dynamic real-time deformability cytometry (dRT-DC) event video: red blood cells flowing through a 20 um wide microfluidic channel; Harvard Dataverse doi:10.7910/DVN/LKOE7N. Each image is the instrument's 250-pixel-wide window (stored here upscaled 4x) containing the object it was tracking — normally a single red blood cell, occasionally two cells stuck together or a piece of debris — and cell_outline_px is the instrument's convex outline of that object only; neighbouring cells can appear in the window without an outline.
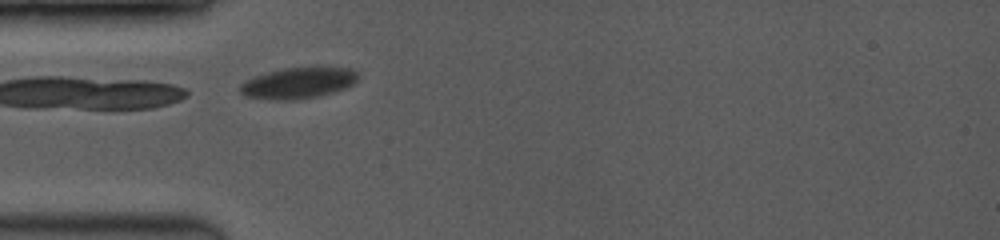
{"species": "common noctule bat (a hibernating species)", "species_latin": "Nyctalus noctula", "temperature_condition": "room temperature", "stored_images_in_passage": 8, "camera_frame_rate_fps": 3500, "um_per_image_px": 0.085, "animal": {"sex": "female", "body_mass_g": 19.0, "forearm_length_mm": 53.3}, "frame": {"image": 1, "passage_image": 1, "time_ms": 0.0, "image_size_px": [1000, 240], "cell_outline_px": [[356, 80], [352, 84], [344, 88], [320, 96], [292, 100], [272, 100], [244, 96], [240, 92], [240, 84], [244, 80], [252, 76], [280, 68], [348, 68], [356, 72]], "centroid_in_image_um": [25.24, 7.06], "position_along_channel_um": 59.8, "area_um2": 21.21}}
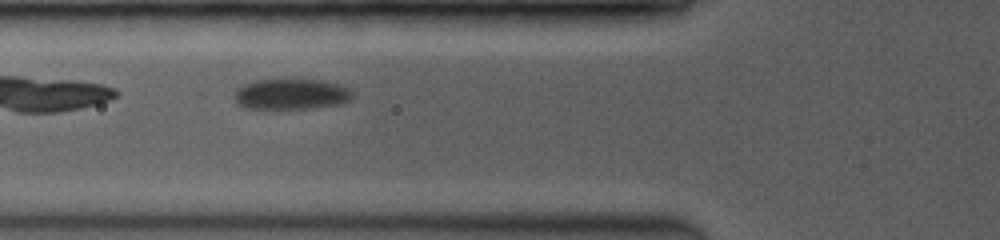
{"frame": {"image": 2, "passage_image": 5, "time_ms": 1.143, "image_size_px": [1000, 240], "cell_outline_px": [[356, 92], [348, 100], [340, 104], [312, 108], [244, 108], [236, 100], [236, 88], [244, 84], [256, 80], [320, 80], [340, 84]], "centroid_in_image_um": [24.8, 8.0], "position_along_channel_um": 101.0, "area_um2": 20.87}}
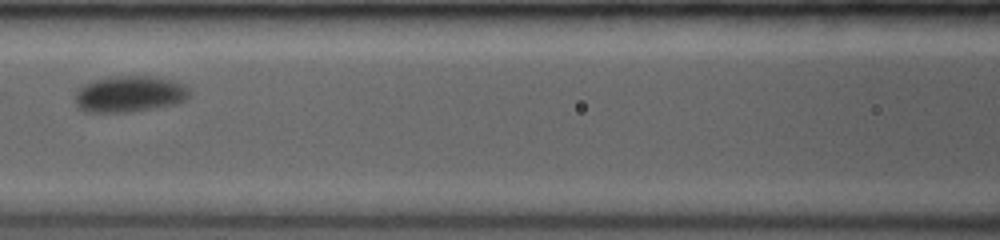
{"frame": {"image": 3, "passage_image": 7, "time_ms": 2.571, "image_size_px": [1000, 240], "cell_outline_px": [[188, 96], [184, 100], [172, 104], [128, 112], [84, 112], [76, 104], [76, 92], [84, 84], [96, 80], [112, 76], [148, 76], [172, 80], [184, 84], [188, 88]], "centroid_in_image_um": [10.98, 7.98], "position_along_channel_um": 155.6, "area_um2": 23.76}}